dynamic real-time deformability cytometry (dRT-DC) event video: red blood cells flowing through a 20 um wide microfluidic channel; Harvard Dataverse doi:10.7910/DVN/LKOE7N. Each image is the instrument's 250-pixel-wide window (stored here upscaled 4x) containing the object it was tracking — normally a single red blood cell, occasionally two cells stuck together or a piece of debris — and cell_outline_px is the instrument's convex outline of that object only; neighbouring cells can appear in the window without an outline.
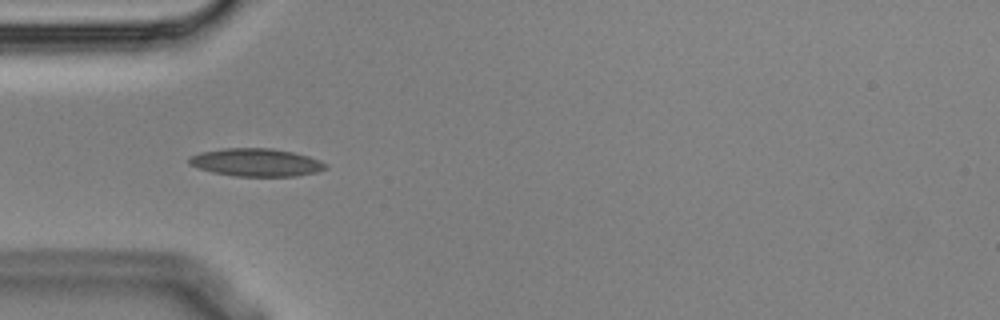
{"species": "Egyptian fruit bat (a non-hibernating species)", "species_latin": "Rousettus aegyptiacus", "temperature_condition": "cold", "stored_images_in_passage": 4, "camera_frame_rate_fps": 3000, "um_per_image_px": 0.085, "animal": {"sex": "male"}, "frame": {"image": 1, "passage_image": 3, "time_ms": 0.667, "image_size_px": [1000, 320], "cell_outline_px": [[328, 168], [316, 172], [296, 176], [236, 176], [212, 172], [188, 164], [188, 160], [192, 156], [200, 152], [224, 148], [272, 148], [292, 152], [308, 156], [320, 160], [328, 164]], "centroid_in_image_um": [21.8, 13.8], "position_along_channel_um": 63.2, "area_um2": 22.14}}
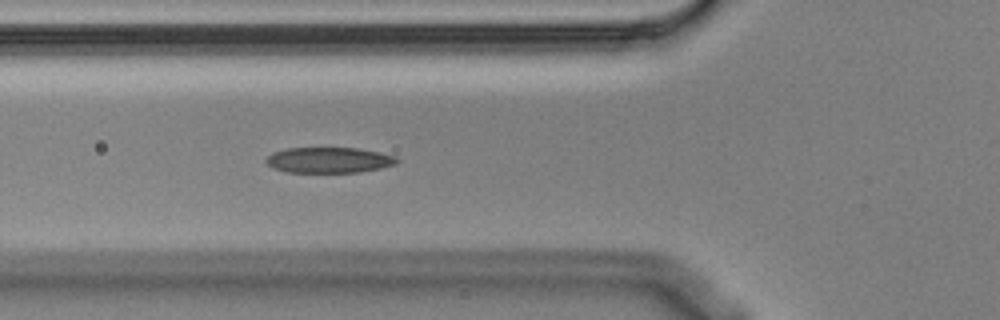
{"frame": {"image": 2, "passage_image": 4, "time_ms": 1.0, "image_size_px": [1000, 320], "cell_outline_px": [[400, 160], [396, 164], [380, 168], [360, 172], [288, 172], [272, 168], [264, 160], [272, 152], [288, 148], [356, 148], [396, 156]], "centroid_in_image_um": [27.94, 13.61], "position_along_channel_um": 97.9, "area_um2": 19.48}}